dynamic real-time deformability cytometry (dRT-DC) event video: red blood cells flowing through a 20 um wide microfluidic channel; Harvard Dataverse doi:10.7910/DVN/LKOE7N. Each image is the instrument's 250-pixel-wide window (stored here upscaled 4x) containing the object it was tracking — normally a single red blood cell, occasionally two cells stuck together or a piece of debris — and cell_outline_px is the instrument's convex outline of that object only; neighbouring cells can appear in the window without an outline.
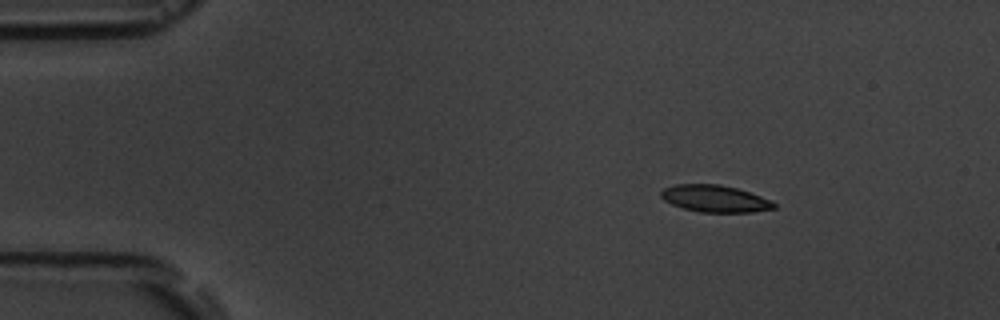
{"species": "common noctule bat (a hibernating species)", "species_latin": "Nyctalus noctula", "temperature_condition": "room temperature", "stored_images_in_passage": 5, "camera_frame_rate_fps": 3000, "um_per_image_px": 0.085, "animal": {"sex": "male", "body_mass_g": 19.5, "forearm_length_mm": 54.6}, "frame": {"image": 1, "passage_image": 2, "time_ms": 1.0, "image_size_px": [1000, 320], "cell_outline_px": [[776, 208], [752, 212], [700, 212], [684, 208], [672, 204], [664, 200], [660, 196], [660, 192], [664, 188], [676, 184], [720, 184], [736, 188], [760, 196], [776, 204]], "centroid_in_image_um": [60.74, 16.88], "position_along_channel_um": 24.3, "area_um2": 17.57}}
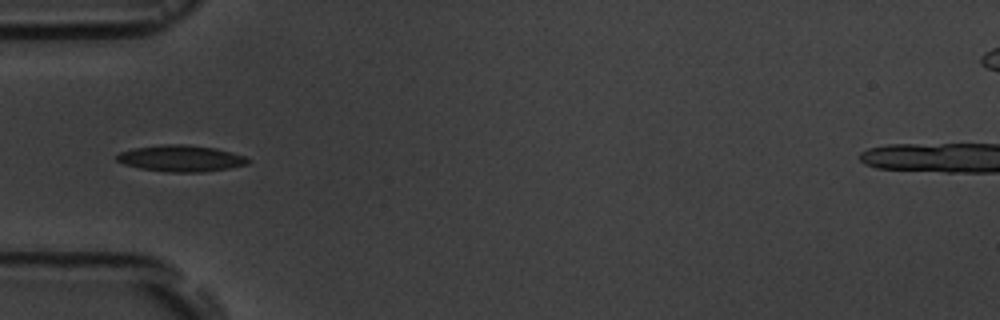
{"frame": {"image": 2, "passage_image": 5, "time_ms": 4.333, "image_size_px": [1000, 320], "cell_outline_px": [[252, 160], [248, 164], [228, 168], [204, 172], [168, 172], [140, 168], [124, 164], [116, 160], [116, 156], [120, 152], [132, 148], [160, 144], [188, 144], [216, 148], [232, 152], [244, 156]], "centroid_in_image_um": [15.38, 13.45], "position_along_channel_um": 69.6, "area_um2": 20.35}}